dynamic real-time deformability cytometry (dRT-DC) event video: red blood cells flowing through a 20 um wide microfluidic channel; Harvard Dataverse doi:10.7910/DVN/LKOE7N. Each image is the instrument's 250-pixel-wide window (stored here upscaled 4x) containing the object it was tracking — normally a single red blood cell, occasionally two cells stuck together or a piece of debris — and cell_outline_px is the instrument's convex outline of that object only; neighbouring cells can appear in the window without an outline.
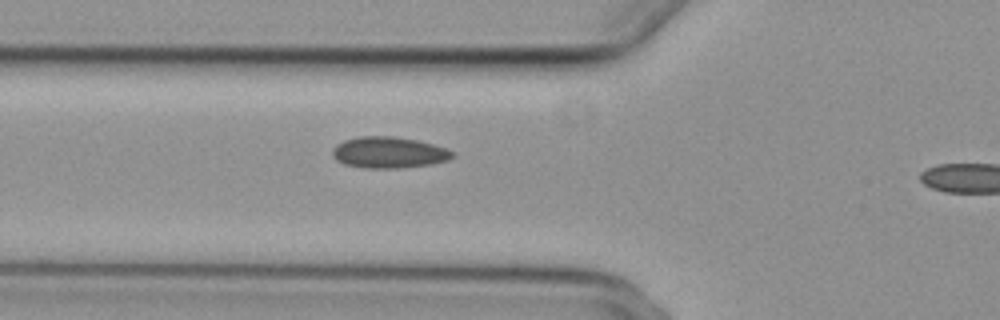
{"species": "common noctule bat (a hibernating species)", "species_latin": "Nyctalus noctula", "temperature_condition": "cold", "stored_images_in_passage": 3, "camera_frame_rate_fps": 3000, "um_per_image_px": 0.085, "animal": {"sex": "female", "body_mass_g": 29.2, "forearm_length_mm": 56.3}, "frame": {"image": 1, "passage_image": 2, "time_ms": 0.333, "image_size_px": [1000, 320], "cell_outline_px": [[456, 156], [448, 160], [432, 164], [400, 168], [364, 168], [344, 164], [336, 160], [332, 156], [332, 148], [336, 144], [344, 140], [360, 136], [392, 136], [416, 140], [432, 144], [456, 152]], "centroid_in_image_um": [33.04, 12.96], "position_along_channel_um": 92.8, "area_um2": 22.02}}